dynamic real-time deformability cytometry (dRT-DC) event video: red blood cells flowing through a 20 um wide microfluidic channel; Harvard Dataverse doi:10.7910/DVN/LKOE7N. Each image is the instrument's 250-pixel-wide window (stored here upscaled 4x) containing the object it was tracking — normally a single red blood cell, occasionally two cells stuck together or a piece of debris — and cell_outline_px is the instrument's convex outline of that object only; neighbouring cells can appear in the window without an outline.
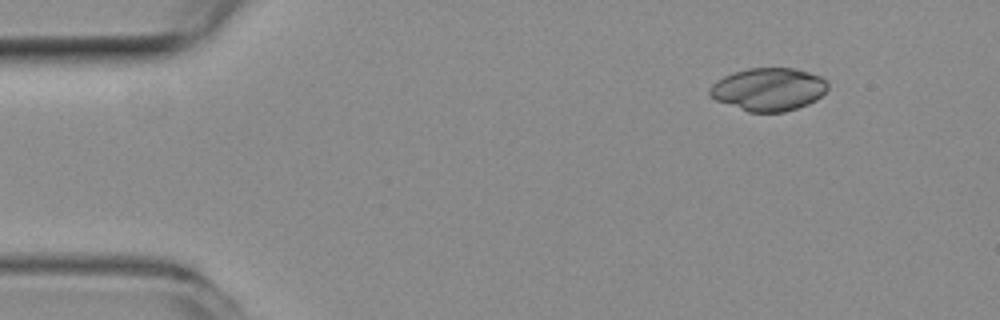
{"species": "common noctule bat (a hibernating species)", "species_latin": "Nyctalus noctula", "temperature_condition": "room temperature", "stored_images_in_passage": 49, "camera_frame_rate_fps": 3000, "um_per_image_px": 0.085, "animal": {"sex": "female", "body_mass_g": 19.3, "forearm_length_mm": 54.1}, "frame": {"image": 1, "passage_image": 1, "time_ms": 0.0, "image_size_px": [1000, 320], "cell_outline_px": [[828, 88], [816, 100], [808, 104], [784, 112], [748, 112], [716, 100], [708, 92], [708, 88], [716, 80], [732, 72], [748, 68], [792, 68], [808, 72], [820, 76], [828, 80]], "centroid_in_image_um": [65.32, 7.59], "position_along_channel_um": 19.7, "area_um2": 29.59}}